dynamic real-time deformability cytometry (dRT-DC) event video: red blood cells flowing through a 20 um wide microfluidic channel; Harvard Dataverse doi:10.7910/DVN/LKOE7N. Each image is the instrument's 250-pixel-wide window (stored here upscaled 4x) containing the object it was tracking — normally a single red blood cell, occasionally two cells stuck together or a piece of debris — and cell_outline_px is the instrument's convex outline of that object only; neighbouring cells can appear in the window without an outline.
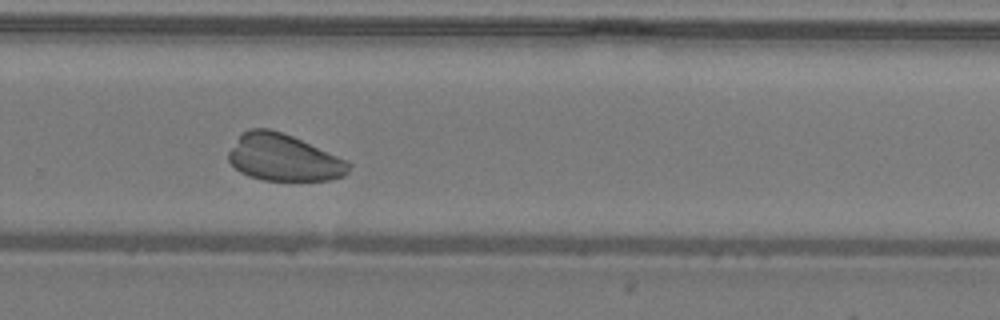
{"species": "common noctule bat (a hibernating species)", "species_latin": "Nyctalus noctula", "temperature_condition": "warm", "stored_images_in_passage": 36, "camera_frame_rate_fps": 3000, "um_per_image_px": 0.085, "animal": {"sex": "male", "body_mass_g": 19.2, "forearm_length_mm": 51.8}, "frame": {"image": 1, "passage_image": 23, "time_ms": 7.333, "image_size_px": [1000, 320], "cell_outline_px": [[352, 164], [348, 172], [344, 176], [332, 180], [264, 180], [248, 176], [240, 172], [228, 160], [228, 152], [240, 132], [248, 128], [268, 128], [292, 136], [336, 156]], "centroid_in_image_um": [24.06, 13.4], "position_along_channel_um": 305.7, "area_um2": 32.66}}